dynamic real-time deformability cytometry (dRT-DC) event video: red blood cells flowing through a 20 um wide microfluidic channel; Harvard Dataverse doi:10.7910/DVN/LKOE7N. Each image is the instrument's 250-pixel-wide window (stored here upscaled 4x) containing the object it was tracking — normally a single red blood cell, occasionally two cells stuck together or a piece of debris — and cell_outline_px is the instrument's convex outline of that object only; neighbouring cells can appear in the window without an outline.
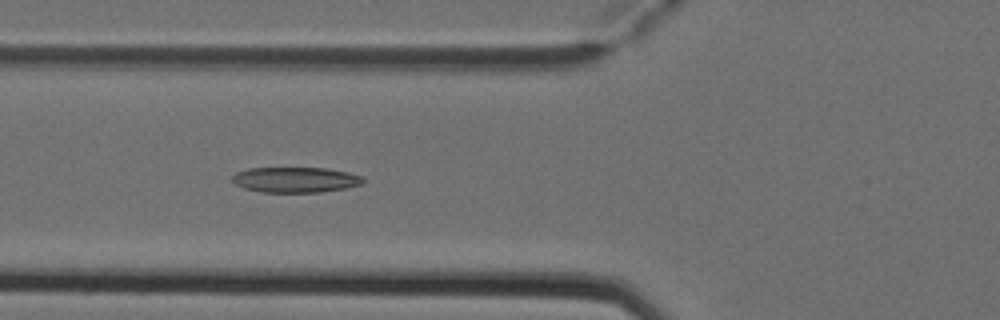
{"species": "Egyptian fruit bat (a non-hibernating species)", "species_latin": "Rousettus aegyptiacus", "temperature_condition": "cold", "stored_images_in_passage": 6, "camera_frame_rate_fps": 3000, "um_per_image_px": 0.085, "animal": {"sex": "female"}, "frame": {"image": 1, "passage_image": 4, "time_ms": 1.0, "image_size_px": [1000, 320], "cell_outline_px": [[364, 180], [360, 184], [348, 188], [320, 192], [260, 192], [244, 188], [232, 184], [232, 176], [236, 172], [248, 168], [328, 168], [348, 172], [364, 176]], "centroid_in_image_um": [25.1, 15.28], "position_along_channel_um": 100.7, "area_um2": 19.59}}
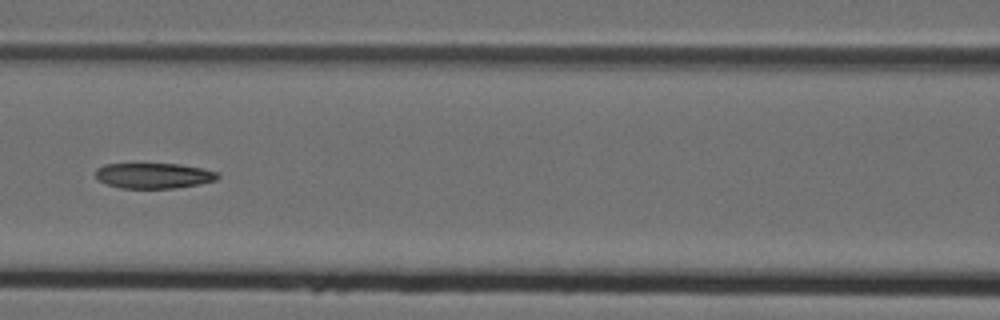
{"frame": {"image": 2, "passage_image": 5, "time_ms": 1.333, "image_size_px": [1000, 320], "cell_outline_px": [[220, 176], [216, 180], [200, 184], [176, 188], [120, 188], [108, 184], [100, 180], [96, 176], [96, 168], [104, 164], [180, 164], [220, 172]], "centroid_in_image_um": [13.1, 14.93], "position_along_channel_um": 153.5, "area_um2": 18.09}}
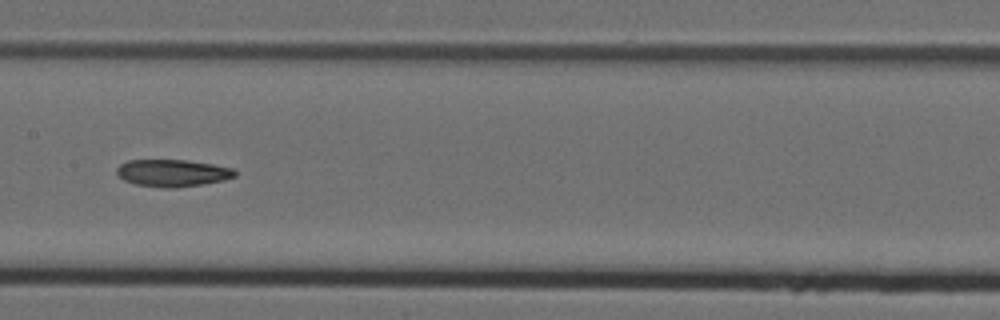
{"frame": {"image": 3, "passage_image": 6, "time_ms": 1.667, "image_size_px": [1000, 320], "cell_outline_px": [[236, 176], [224, 180], [176, 188], [160, 188], [136, 184], [124, 180], [116, 172], [116, 168], [120, 164], [128, 160], [188, 160], [212, 164], [232, 168], [236, 172]], "centroid_in_image_um": [14.65, 14.7], "position_along_channel_um": 192.8, "area_um2": 18.67}}